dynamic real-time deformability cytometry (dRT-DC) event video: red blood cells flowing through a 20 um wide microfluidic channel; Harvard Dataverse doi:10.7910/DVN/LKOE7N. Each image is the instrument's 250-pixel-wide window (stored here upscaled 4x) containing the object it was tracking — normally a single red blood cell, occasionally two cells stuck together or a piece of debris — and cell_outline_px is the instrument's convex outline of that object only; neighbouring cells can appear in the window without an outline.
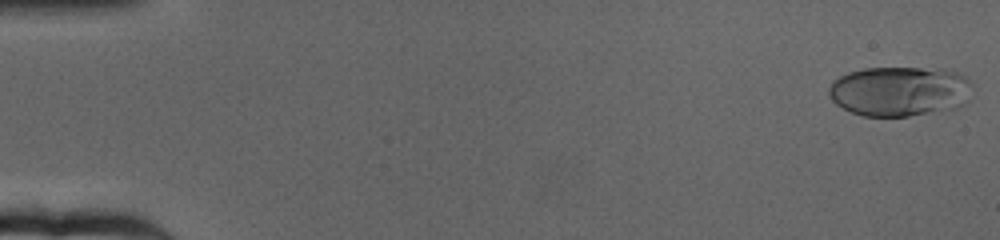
{"species": "human", "species_latin": "Homo sapiens", "temperature_condition": "cold", "stored_images_in_passage": 64, "camera_frame_rate_fps": 3000, "um_per_image_px": 0.085, "donor": {"sex": "female"}, "frame": {"image": 1, "passage_image": 1, "time_ms": 0.0, "image_size_px": [1000, 240], "cell_outline_px": [[972, 84], [968, 100], [964, 104], [956, 108], [908, 116], [864, 116], [852, 112], [836, 104], [832, 100], [828, 92], [828, 88], [832, 80], [848, 72], [864, 68], [944, 68], [956, 72], [964, 76]], "centroid_in_image_um": [76.47, 7.74], "position_along_channel_um": 8.5, "area_um2": 41.96}}
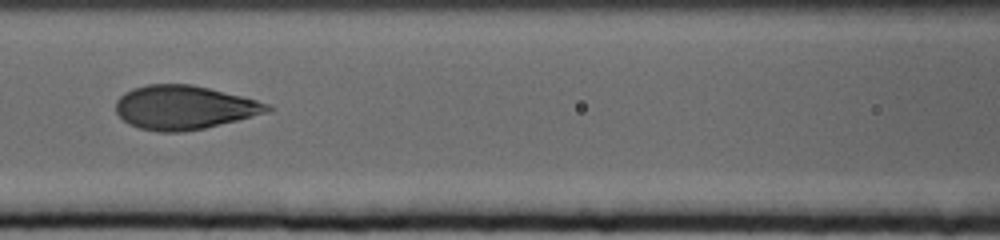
{"frame": {"image": 2, "passage_image": 29, "time_ms": 9.333, "image_size_px": [1000, 240], "cell_outline_px": [[276, 108], [268, 112], [204, 128], [180, 132], [160, 132], [140, 128], [128, 124], [116, 112], [116, 100], [124, 92], [132, 88], [148, 84], [192, 84], [256, 100], [268, 104]], "centroid_in_image_um": [15.61, 9.13], "position_along_channel_um": 151.0, "area_um2": 38.49}}
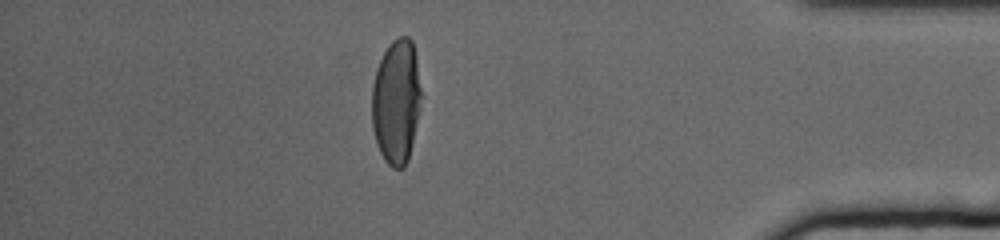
{"frame": {"image": 3, "passage_image": 56, "time_ms": 18.333, "image_size_px": [1000, 240], "cell_outline_px": [[420, 108], [408, 160], [404, 168], [392, 168], [384, 160], [376, 144], [372, 128], [372, 84], [376, 68], [388, 44], [392, 40], [400, 36], [408, 36], [412, 40], [416, 56], [420, 88]], "centroid_in_image_um": [33.66, 8.63], "position_along_channel_um": 401.5, "area_um2": 36.01}, "authors_computed_cell_mechanics": {"area_um2": 39.1595, "velocity_mm_per_s": 3.1672, "shape_relaxation_time_tau1_ms": 5.9035, "shape_relaxation_time_tau2_ms": null, "deformation_change_tau1": 0.2098, "deformation_change_tau2": null}}